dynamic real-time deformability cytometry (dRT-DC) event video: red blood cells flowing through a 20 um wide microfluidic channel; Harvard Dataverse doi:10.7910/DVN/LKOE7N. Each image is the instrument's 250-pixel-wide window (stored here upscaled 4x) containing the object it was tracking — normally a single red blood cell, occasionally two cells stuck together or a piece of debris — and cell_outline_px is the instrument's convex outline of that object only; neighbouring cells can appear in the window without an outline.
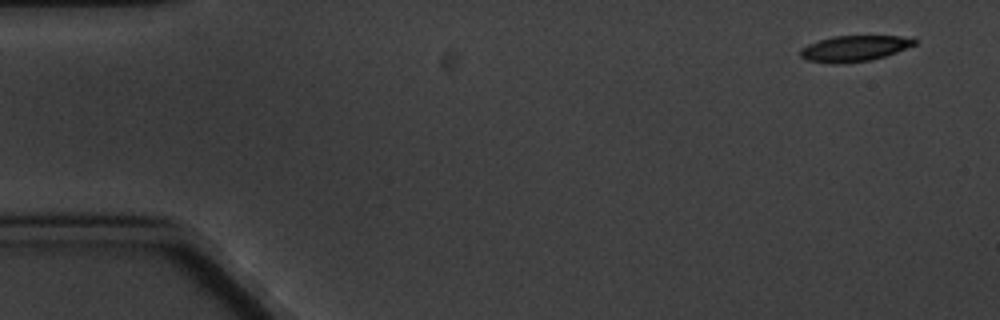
{"species": "common noctule bat (a hibernating species)", "species_latin": "Nyctalus noctula", "temperature_condition": "cold", "stored_images_in_passage": 5, "camera_frame_rate_fps": 3000, "um_per_image_px": 0.085, "animal": {"sex": "male", "body_mass_g": 20.1, "forearm_length_mm": 53.5}, "frame": {"image": 1, "passage_image": 1, "time_ms": 0.0, "image_size_px": [1000, 320], "cell_outline_px": [[916, 44], [896, 52], [884, 56], [868, 60], [808, 60], [800, 56], [800, 48], [808, 44], [832, 36], [912, 36], [916, 40]], "centroid_in_image_um": [72.7, 4.04], "position_along_channel_um": 12.3, "area_um2": 16.18}}
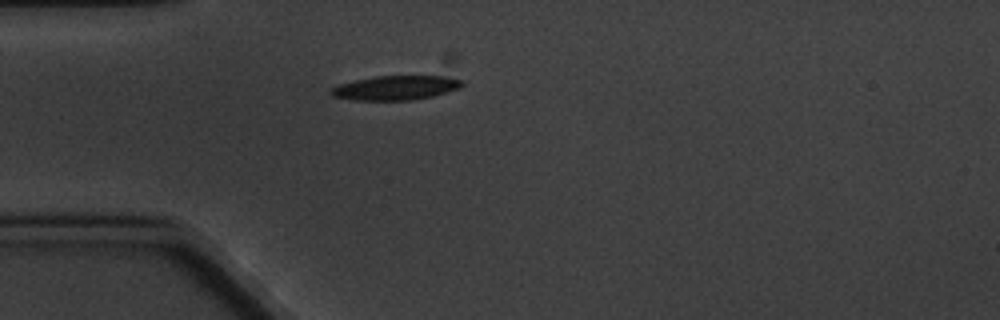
{"frame": {"image": 2, "passage_image": 5, "time_ms": 4.333, "image_size_px": [1000, 320], "cell_outline_px": [[464, 84], [460, 88], [432, 96], [412, 100], [356, 100], [332, 96], [328, 92], [328, 88], [340, 84], [372, 76], [444, 76], [464, 80]], "centroid_in_image_um": [33.61, 7.46], "position_along_channel_um": 51.4, "area_um2": 18.67}}